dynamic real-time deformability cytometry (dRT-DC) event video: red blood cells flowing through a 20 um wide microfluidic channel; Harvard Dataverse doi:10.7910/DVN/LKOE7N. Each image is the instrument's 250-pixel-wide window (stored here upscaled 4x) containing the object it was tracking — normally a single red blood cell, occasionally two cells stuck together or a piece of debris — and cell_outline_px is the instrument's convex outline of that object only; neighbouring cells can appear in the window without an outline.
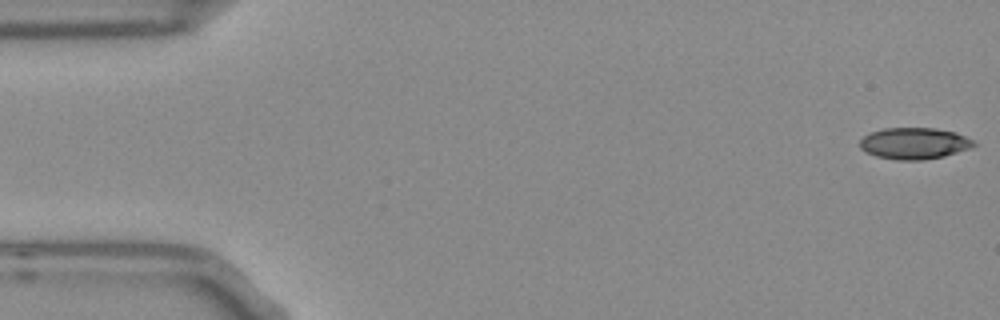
{"species": "Egyptian fruit bat (a non-hibernating species)", "species_latin": "Rousettus aegyptiacus", "temperature_condition": "room temperature", "stored_images_in_passage": 54, "camera_frame_rate_fps": 3000, "um_per_image_px": 0.085, "frame": {"image": 1, "passage_image": 1, "time_ms": 0.0, "image_size_px": [1000, 320], "cell_outline_px": [[976, 144], [972, 148], [944, 156], [924, 160], [896, 160], [876, 156], [860, 148], [860, 140], [864, 136], [872, 132], [884, 128], [936, 128], [956, 132], [972, 140]], "centroid_in_image_um": [77.73, 12.19], "position_along_channel_um": 7.3, "area_um2": 20.87}}
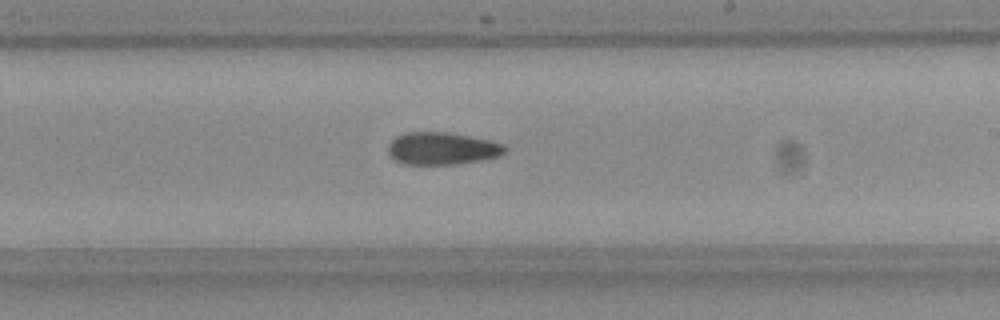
{"frame": {"image": 2, "passage_image": 31, "time_ms": 10.0, "image_size_px": [1000, 320], "cell_outline_px": [[504, 152], [500, 156], [484, 160], [456, 164], [404, 164], [396, 160], [388, 152], [388, 144], [396, 136], [404, 132], [448, 132], [488, 140], [504, 144]], "centroid_in_image_um": [37.56, 12.62], "position_along_channel_um": 251.4, "area_um2": 21.96}}
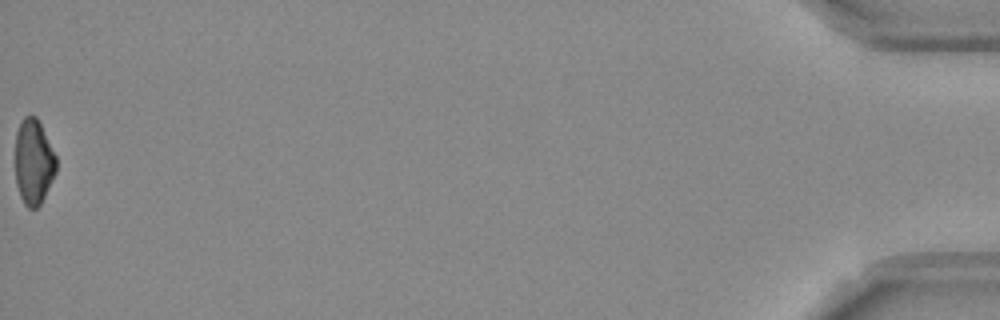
{"frame": {"image": 3, "passage_image": 54, "time_ms": 17.667, "image_size_px": [1000, 320], "cell_outline_px": [[56, 172], [40, 204], [36, 208], [28, 208], [24, 204], [20, 196], [16, 184], [16, 132], [20, 120], [24, 116], [36, 116], [56, 156]], "centroid_in_image_um": [2.84, 13.76], "position_along_channel_um": 432.4, "area_um2": 20.17}, "authors_computed_cell_mechanics": {"area_um2": 21.964, "velocity_mm_per_s": 3.7515, "shape_relaxation_time_tau1_ms": null, "shape_relaxation_time_tau2_ms": 10.9415, "deformation_change_tau1": null, "deformation_change_tau2": 0.1978}}